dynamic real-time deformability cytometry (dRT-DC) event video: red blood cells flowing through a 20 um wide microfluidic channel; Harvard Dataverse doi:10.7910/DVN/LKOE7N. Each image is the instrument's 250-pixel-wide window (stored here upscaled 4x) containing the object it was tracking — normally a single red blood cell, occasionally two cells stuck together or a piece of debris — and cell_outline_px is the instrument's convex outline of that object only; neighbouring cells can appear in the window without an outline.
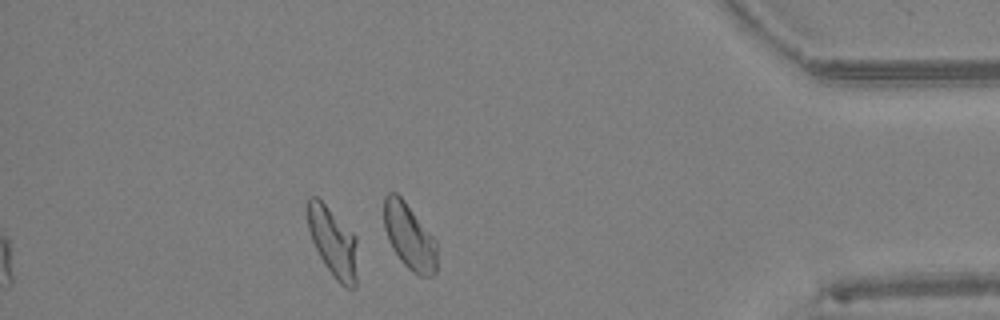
{"species": "Egyptian fruit bat (a non-hibernating species)", "species_latin": "Rousettus aegyptiacus", "temperature_condition": "warm", "stored_images_in_passage": 45, "camera_frame_rate_fps": 3000, "um_per_image_px": 0.085, "animal": {"sex": "female"}, "frame": {"image": 1, "passage_image": 39, "time_ms": 12.667, "image_size_px": [1000, 320], "cell_outline_px": [[356, 288], [344, 288], [332, 276], [324, 264], [312, 240], [308, 228], [308, 196], [316, 196], [356, 236]], "centroid_in_image_um": [28.31, 20.63], "position_along_channel_um": 406.9, "area_um2": 19.88}, "authors_computed_cell_mechanics": {"area_um2": 20.23, "velocity_mm_per_s": 4.3993, "shape_relaxation_time_tau1_ms": 5.4175, "shape_relaxation_time_tau2_ms": 1.1565, "deformation_change_tau1": 0.185, "deformation_change_tau2": 0.0682}}